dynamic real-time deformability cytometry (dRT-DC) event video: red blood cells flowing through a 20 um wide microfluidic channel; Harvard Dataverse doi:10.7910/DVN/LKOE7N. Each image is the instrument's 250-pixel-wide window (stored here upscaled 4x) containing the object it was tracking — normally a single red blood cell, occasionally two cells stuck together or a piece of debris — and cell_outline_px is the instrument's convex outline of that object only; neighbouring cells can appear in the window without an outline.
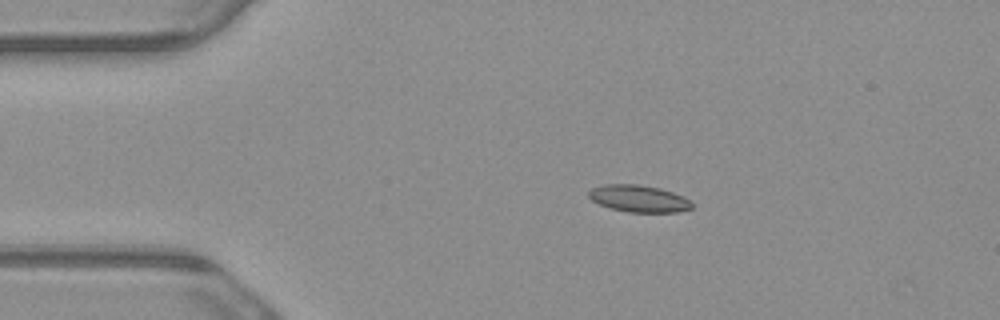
{"species": "common noctule bat (a hibernating species)", "species_latin": "Nyctalus noctula", "temperature_condition": "warm", "stored_images_in_passage": 3, "camera_frame_rate_fps": 3000, "um_per_image_px": 0.085, "animal": {"sex": "male", "body_mass_g": 23.1, "forearm_length_mm": 52.7}, "frame": {"image": 1, "passage_image": 2, "time_ms": 0.333, "image_size_px": [1000, 320], "cell_outline_px": [[692, 208], [676, 212], [628, 212], [612, 208], [600, 204], [592, 200], [588, 196], [588, 192], [592, 188], [604, 184], [640, 184], [660, 188], [684, 196], [692, 200]], "centroid_in_image_um": [54.32, 16.87], "position_along_channel_um": 30.7, "area_um2": 16.24}}